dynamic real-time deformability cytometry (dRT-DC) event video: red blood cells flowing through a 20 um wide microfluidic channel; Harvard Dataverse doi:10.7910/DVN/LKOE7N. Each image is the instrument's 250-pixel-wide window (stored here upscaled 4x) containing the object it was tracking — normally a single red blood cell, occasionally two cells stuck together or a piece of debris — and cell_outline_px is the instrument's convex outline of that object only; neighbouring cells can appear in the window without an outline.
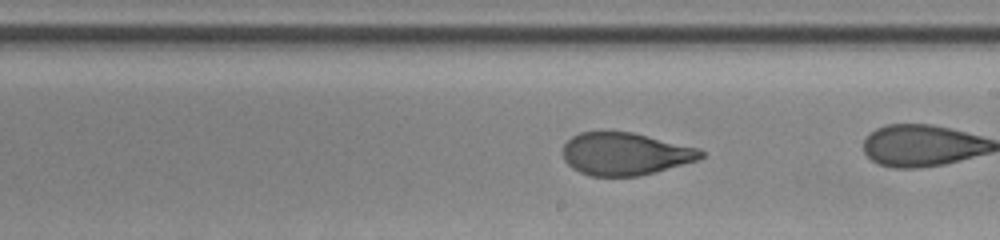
{"species": "human", "species_latin": "Homo sapiens", "temperature_condition": "cold", "stored_images_in_passage": 31, "camera_frame_rate_fps": 3000, "um_per_image_px": 0.085, "donor": {"sex": "female"}, "frame": {"image": 1, "passage_image": 18, "time_ms": 5.667, "image_size_px": [1000, 240], "cell_outline_px": [[704, 156], [696, 160], [640, 176], [588, 176], [572, 168], [564, 160], [564, 144], [572, 136], [580, 132], [632, 132], [700, 148], [704, 152]], "centroid_in_image_um": [53.13, 13.08], "position_along_channel_um": 235.9, "area_um2": 34.04}}